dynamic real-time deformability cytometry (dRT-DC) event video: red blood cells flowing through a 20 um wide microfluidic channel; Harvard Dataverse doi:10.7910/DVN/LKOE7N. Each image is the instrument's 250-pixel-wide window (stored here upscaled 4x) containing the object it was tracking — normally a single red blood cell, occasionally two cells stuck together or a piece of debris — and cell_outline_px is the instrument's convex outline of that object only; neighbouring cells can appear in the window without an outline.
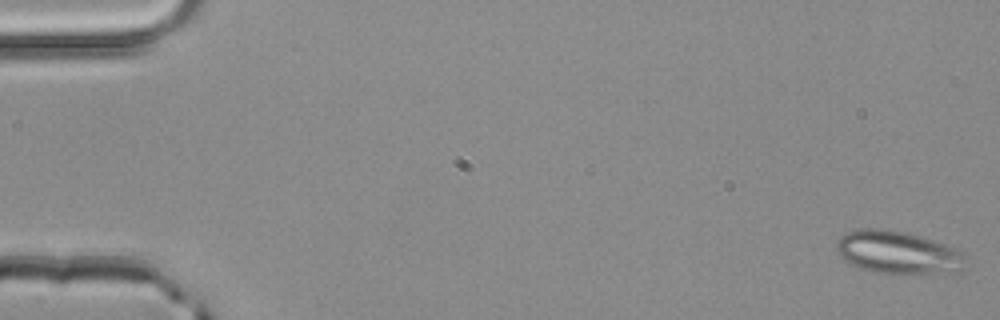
{"species": "common noctule bat (a hibernating species)", "species_latin": "Nyctalus noctula", "temperature_condition": "room temperature", "stored_images_in_passage": 4, "camera_frame_rate_fps": 3000, "um_per_image_px": 0.085, "animal": {"sex": "male", "body_mass_g": 20.4}, "frame": {"image": 1, "passage_image": 1, "time_ms": 0.0, "image_size_px": [1000, 320], "cell_outline_px": [[968, 256], [964, 272], [908, 276], [872, 272], [860, 268], [844, 260], [836, 252], [836, 244], [840, 236], [848, 232], [860, 228], [888, 228], [904, 232], [960, 248]], "centroid_in_image_um": [76.43, 21.51], "position_along_channel_um": 8.6, "area_um2": 33.7}}